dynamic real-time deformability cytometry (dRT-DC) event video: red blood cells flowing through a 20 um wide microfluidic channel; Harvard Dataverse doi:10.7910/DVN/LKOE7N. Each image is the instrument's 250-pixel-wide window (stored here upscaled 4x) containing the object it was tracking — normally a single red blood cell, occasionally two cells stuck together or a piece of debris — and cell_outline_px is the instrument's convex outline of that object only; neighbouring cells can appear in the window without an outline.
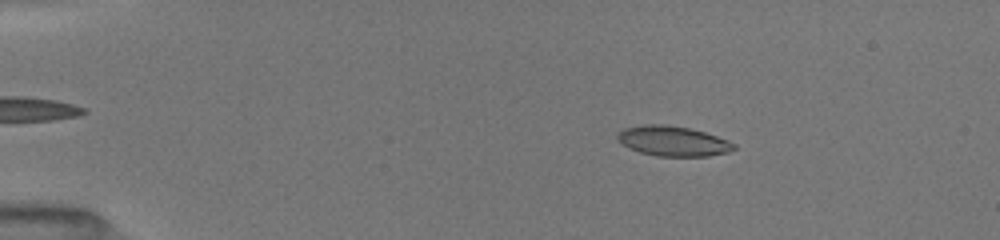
{"species": "common noctule bat (a hibernating species)", "species_latin": "Nyctalus noctula", "temperature_condition": "room temperature", "stored_images_in_passage": 51, "camera_frame_rate_fps": 3000, "um_per_image_px": 0.085, "animal": {"sex": "female", "body_mass_g": 19.5, "forearm_length_mm": 54.1}, "frame": {"image": 1, "passage_image": 9, "time_ms": 2.667, "image_size_px": [1000, 240], "cell_outline_px": [[736, 148], [728, 152], [708, 156], [656, 156], [640, 152], [628, 148], [620, 144], [616, 136], [624, 128], [644, 124], [664, 124], [688, 128], [704, 132], [728, 140], [736, 144]], "centroid_in_image_um": [57.18, 11.99], "position_along_channel_um": 27.8, "area_um2": 20.4}}
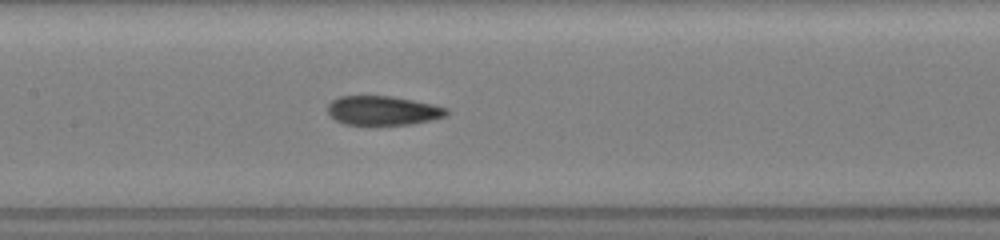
{"frame": {"image": 2, "passage_image": 26, "time_ms": 8.333, "image_size_px": [1000, 240], "cell_outline_px": [[448, 112], [444, 116], [432, 120], [412, 124], [368, 128], [344, 124], [336, 120], [328, 112], [328, 104], [332, 100], [340, 96], [392, 96], [432, 104], [448, 108]], "centroid_in_image_um": [32.51, 9.45], "position_along_channel_um": 174.9, "area_um2": 20.98}}
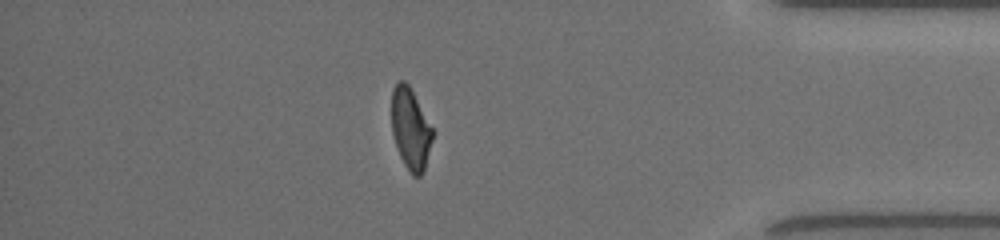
{"frame": {"image": 3, "passage_image": 45, "time_ms": 14.667, "image_size_px": [1000, 240], "cell_outline_px": [[432, 140], [424, 172], [420, 176], [412, 176], [404, 164], [400, 156], [392, 132], [392, 88], [400, 80], [404, 80], [408, 84], [432, 128]], "centroid_in_image_um": [34.89, 10.98], "position_along_channel_um": 400.3, "area_um2": 19.07}, "authors_computed_cell_mechanics": {"area_um2": 20.4034, "velocity_mm_per_s": 4.014, "shape_relaxation_time_tau1_ms": 8.6765, "shape_relaxation_time_tau2_ms": 1.7205, "deformation_change_tau1": 0.2722, "deformation_change_tau2": 0.0859}}